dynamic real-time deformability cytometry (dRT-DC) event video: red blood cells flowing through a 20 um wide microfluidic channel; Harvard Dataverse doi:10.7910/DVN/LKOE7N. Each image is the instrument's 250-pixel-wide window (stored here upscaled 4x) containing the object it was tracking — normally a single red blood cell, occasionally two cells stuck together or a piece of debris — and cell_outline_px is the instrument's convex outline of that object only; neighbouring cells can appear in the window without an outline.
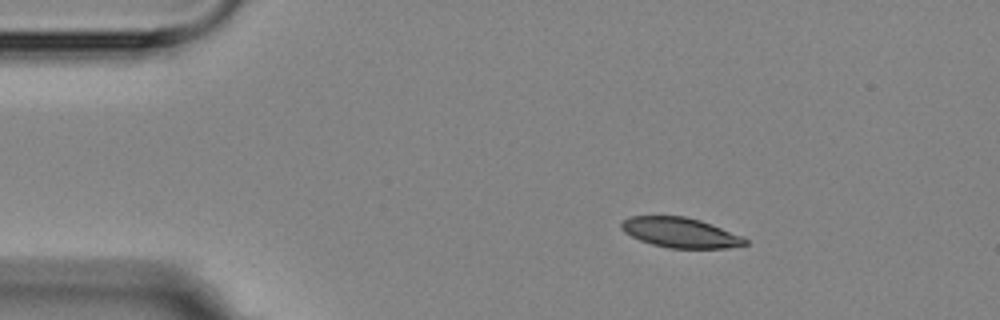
{"species": "Egyptian fruit bat (a non-hibernating species)", "species_latin": "Rousettus aegyptiacus", "temperature_condition": "room temperature", "stored_images_in_passage": 4, "segment_of_instrument_passage": [1, 2], "camera_frame_rate_fps": 3000, "um_per_image_px": 0.085, "animal": {"sex": "female"}, "frame": {"image": 1, "passage_image": 1, "time_ms": 0.0, "image_size_px": [1000, 320], "cell_outline_px": [[748, 244], [728, 248], [668, 248], [652, 244], [640, 240], [624, 232], [620, 228], [620, 224], [624, 220], [632, 216], [684, 216], [700, 220], [740, 236], [748, 240]], "centroid_in_image_um": [57.8, 19.77], "position_along_channel_um": 27.2, "area_um2": 21.39}}